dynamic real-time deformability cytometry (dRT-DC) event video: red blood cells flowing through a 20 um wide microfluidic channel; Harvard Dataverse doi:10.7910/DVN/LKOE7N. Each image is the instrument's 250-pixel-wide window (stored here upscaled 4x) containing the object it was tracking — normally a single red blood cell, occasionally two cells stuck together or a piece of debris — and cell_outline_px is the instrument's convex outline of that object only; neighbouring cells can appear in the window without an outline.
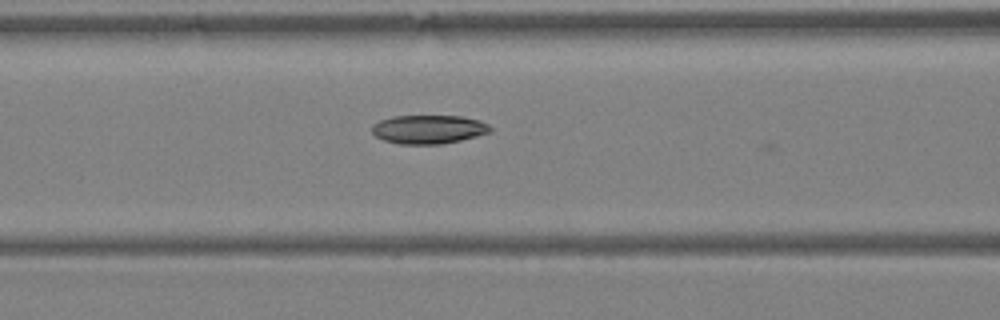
{"species": "Egyptian fruit bat (a non-hibernating species)", "species_latin": "Rousettus aegyptiacus", "temperature_condition": "warm", "stored_images_in_passage": 5, "camera_frame_rate_fps": 3000, "um_per_image_px": 0.085, "animal": {"sex": "female"}, "frame": {"image": 1, "passage_image": 4, "time_ms": 1.0, "image_size_px": [1000, 320], "cell_outline_px": [[492, 132], [460, 140], [440, 144], [400, 144], [384, 140], [376, 136], [372, 132], [372, 124], [380, 120], [392, 116], [460, 116], [480, 120], [488, 124], [492, 128]], "centroid_in_image_um": [36.43, 10.99], "position_along_channel_um": 130.2, "area_um2": 19.83}}